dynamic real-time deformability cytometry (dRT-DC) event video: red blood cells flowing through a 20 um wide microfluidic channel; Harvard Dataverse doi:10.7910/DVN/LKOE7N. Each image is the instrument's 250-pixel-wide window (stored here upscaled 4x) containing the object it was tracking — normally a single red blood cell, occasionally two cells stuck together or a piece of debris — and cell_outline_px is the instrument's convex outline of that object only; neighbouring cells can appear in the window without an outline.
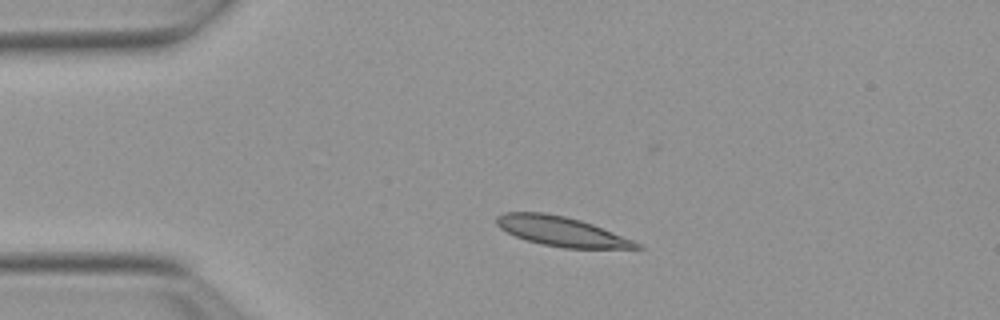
{"species": "Egyptian fruit bat (a non-hibernating species)", "species_latin": "Rousettus aegyptiacus", "temperature_condition": "warm", "stored_images_in_passage": 42, "camera_frame_rate_fps": 3000, "um_per_image_px": 0.085, "animal": {"sex": "female"}, "frame": {"image": 1, "passage_image": 1, "time_ms": 0.0, "image_size_px": [1000, 320], "cell_outline_px": [[644, 248], [564, 248], [540, 244], [516, 236], [500, 228], [496, 224], [496, 216], [504, 212], [544, 212], [564, 216], [580, 220], [592, 224], [632, 240], [640, 244]], "centroid_in_image_um": [47.67, 19.66], "position_along_channel_um": 37.3, "area_um2": 23.81}}
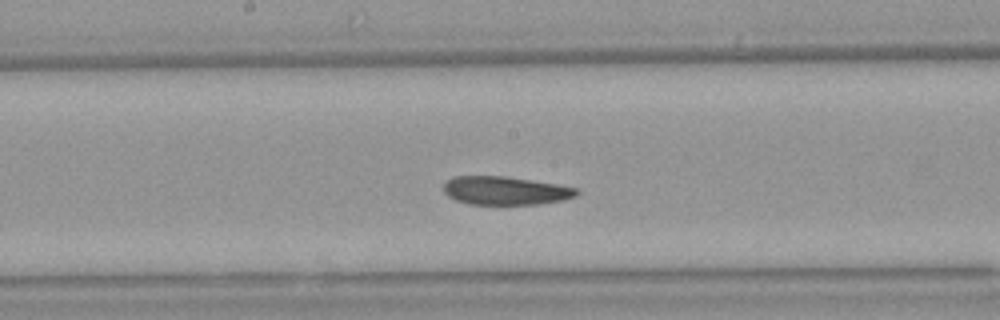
{"frame": {"image": 2, "passage_image": 17, "time_ms": 5.333, "image_size_px": [1000, 320], "cell_outline_px": [[580, 192], [576, 196], [564, 200], [540, 204], [468, 204], [456, 200], [448, 196], [444, 192], [444, 184], [452, 176], [508, 176], [556, 184], [576, 188]], "centroid_in_image_um": [42.96, 16.2], "position_along_channel_um": 205.2, "area_um2": 22.08}}
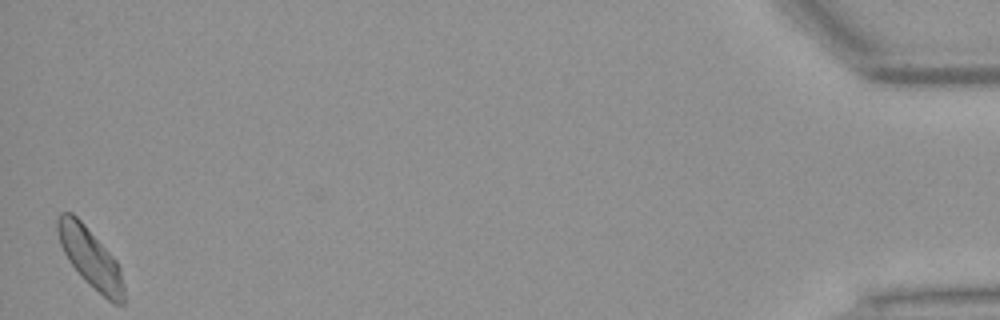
{"frame": {"image": 3, "passage_image": 42, "time_ms": 13.667, "image_size_px": [1000, 320], "cell_outline_px": [[124, 304], [116, 304], [108, 300], [84, 280], [68, 260], [60, 244], [56, 228], [56, 220], [60, 212], [72, 212], [84, 224], [116, 260], [120, 268], [124, 288]], "centroid_in_image_um": [7.66, 21.9], "position_along_channel_um": 427.5, "area_um2": 22.77}, "authors_computed_cell_mechanics": {"area_um2": 22.8888, "velocity_mm_per_s": 3.8173, "shape_relaxation_time_tau1_ms": 5.2202, "shape_relaxation_time_tau2_ms": 3.0753, "deformation_change_tau1": 0.1564, "deformation_change_tau2": 0.0957}}